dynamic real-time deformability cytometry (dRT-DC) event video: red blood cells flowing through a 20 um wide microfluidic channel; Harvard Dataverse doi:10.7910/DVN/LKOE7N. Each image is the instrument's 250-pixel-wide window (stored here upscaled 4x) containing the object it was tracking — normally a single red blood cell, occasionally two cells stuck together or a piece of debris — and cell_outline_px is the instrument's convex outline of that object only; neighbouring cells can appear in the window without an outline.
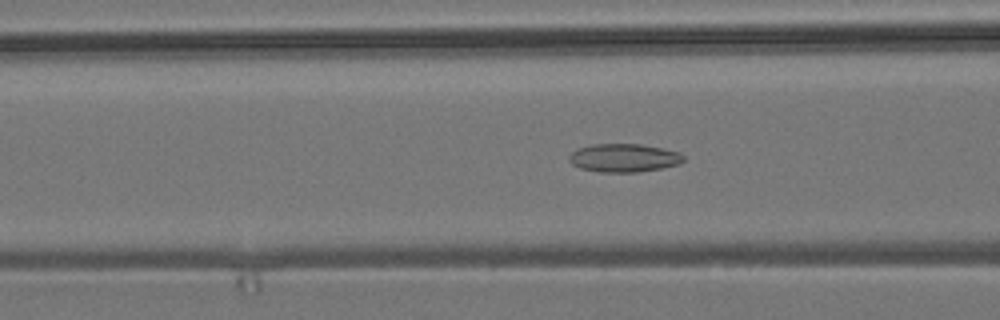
{"species": "common noctule bat (a hibernating species)", "species_latin": "Nyctalus noctula", "temperature_condition": "room temperature", "stored_images_in_passage": 48, "camera_frame_rate_fps": 3000, "um_per_image_px": 0.085, "animal": {"sex": "male", "body_mass_g": 19.2, "forearm_length_mm": 51.8}, "frame": {"image": 1, "passage_image": 13, "time_ms": 4.0, "image_size_px": [1000, 320], "cell_outline_px": [[684, 160], [680, 164], [660, 168], [636, 172], [600, 172], [580, 168], [572, 164], [568, 160], [568, 156], [576, 148], [592, 144], [640, 144], [680, 152], [684, 156]], "centroid_in_image_um": [53.0, 13.41], "position_along_channel_um": 113.6, "area_um2": 18.9}}
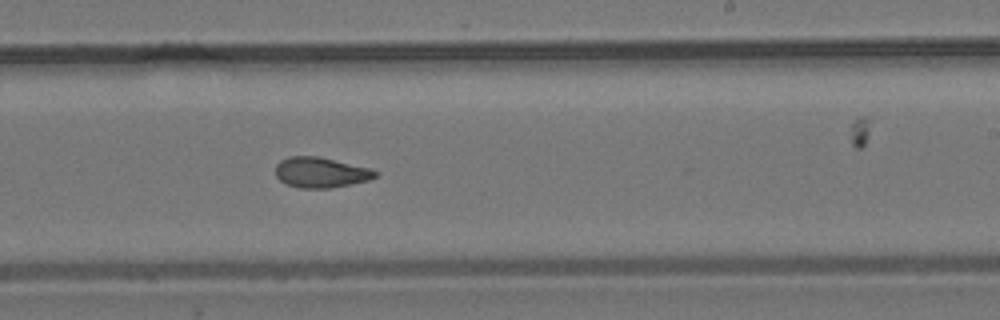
{"frame": {"image": 2, "passage_image": 25, "time_ms": 8.0, "image_size_px": [1000, 320], "cell_outline_px": [[376, 176], [368, 180], [332, 188], [300, 188], [288, 184], [280, 180], [276, 176], [276, 164], [280, 160], [288, 156], [320, 156], [372, 168], [376, 172]], "centroid_in_image_um": [27.26, 14.64], "position_along_channel_um": 261.7, "area_um2": 17.74}}
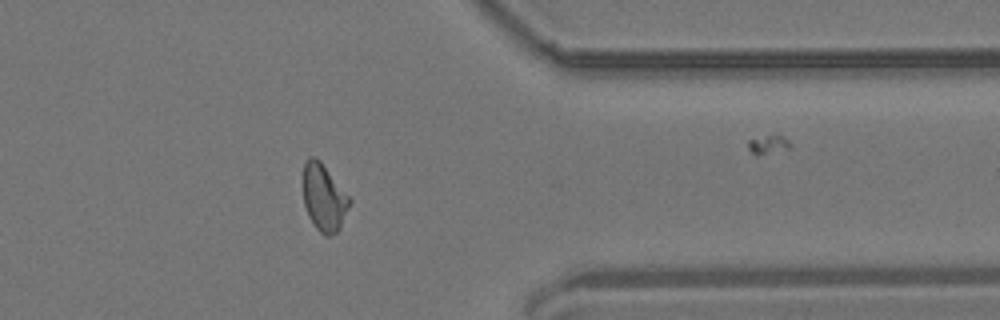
{"frame": {"image": 3, "passage_image": 36, "time_ms": 11.667, "image_size_px": [1000, 320], "cell_outline_px": [[352, 200], [340, 228], [336, 232], [328, 236], [324, 236], [316, 228], [308, 216], [304, 204], [304, 164], [308, 156], [316, 156], [320, 160]], "centroid_in_image_um": [27.54, 16.79], "position_along_channel_um": 383.9, "area_um2": 18.03}, "authors_computed_cell_mechanics": {"area_um2": 17.8313, "velocity_mm_per_s": 3.7092, "shape_relaxation_time_tau1_ms": null, "shape_relaxation_time_tau2_ms": 2.6861, "deformation_change_tau1": null, "deformation_change_tau2": 0.0877}}